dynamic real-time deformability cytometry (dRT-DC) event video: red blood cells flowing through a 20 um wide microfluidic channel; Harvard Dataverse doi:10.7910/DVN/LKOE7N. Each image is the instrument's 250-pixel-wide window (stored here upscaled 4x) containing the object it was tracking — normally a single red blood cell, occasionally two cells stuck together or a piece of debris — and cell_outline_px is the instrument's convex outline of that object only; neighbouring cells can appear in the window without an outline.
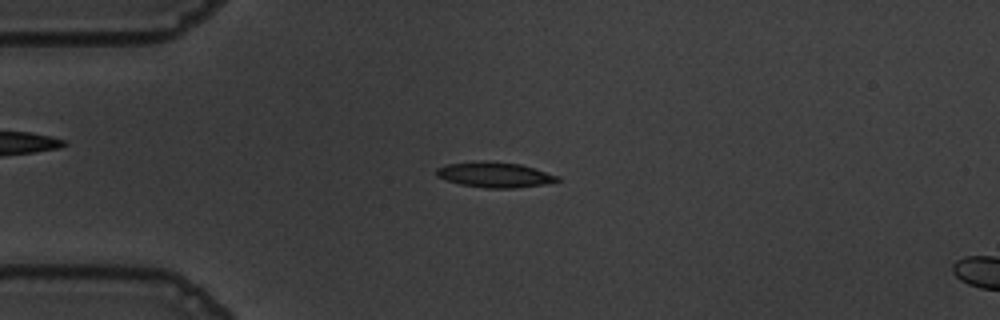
{"species": "common noctule bat (a hibernating species)", "species_latin": "Nyctalus noctula", "temperature_condition": "warm", "stored_images_in_passage": 47, "camera_frame_rate_fps": 3000, "um_per_image_px": 0.085, "animal": {"sex": "male", "body_mass_g": 19.5, "forearm_length_mm": 54.6}, "frame": {"image": 1, "passage_image": 6, "time_ms": 1.667, "image_size_px": [1000, 320], "cell_outline_px": [[560, 180], [544, 184], [516, 188], [484, 188], [460, 184], [436, 176], [436, 168], [448, 164], [480, 160], [520, 164], [560, 176]], "centroid_in_image_um": [42.04, 14.85], "position_along_channel_um": 43.0, "area_um2": 17.8}}
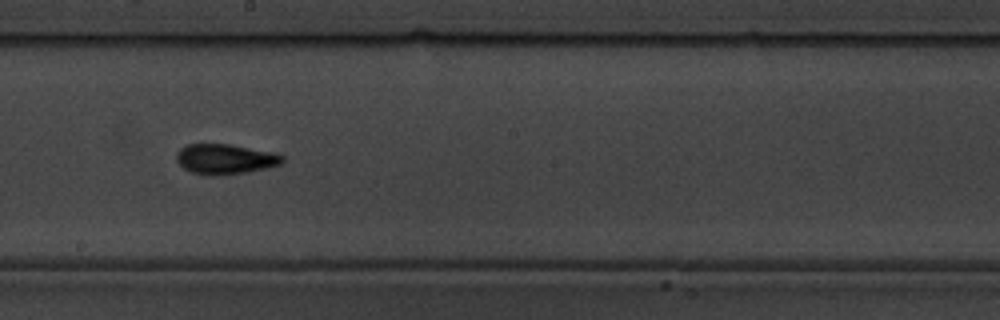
{"frame": {"image": 2, "passage_image": 23, "time_ms": 7.333, "image_size_px": [1000, 320], "cell_outline_px": [[284, 160], [280, 164], [268, 168], [244, 172], [216, 176], [192, 172], [184, 168], [176, 160], [176, 156], [180, 148], [188, 144], [228, 144], [272, 152], [284, 156]], "centroid_in_image_um": [19.14, 13.52], "position_along_channel_um": 229.1, "area_um2": 18.38}}
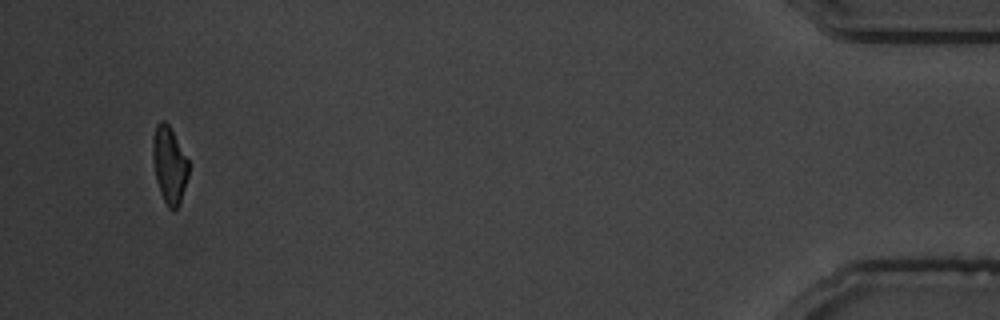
{"frame": {"image": 3, "passage_image": 45, "time_ms": 14.667, "image_size_px": [1000, 320], "cell_outline_px": [[188, 176], [180, 204], [172, 212], [168, 208], [160, 192], [156, 180], [152, 156], [152, 140], [156, 124], [160, 120], [164, 120], [168, 124], [188, 160]], "centroid_in_image_um": [14.38, 14.03], "position_along_channel_um": 420.8, "area_um2": 16.01}, "authors_computed_cell_mechanics": {"area_um2": 17.34, "velocity_mm_per_s": 3.6635, "shape_relaxation_time_tau1_ms": 3.7963, "shape_relaxation_time_tau2_ms": 2.6189, "deformation_change_tau1": 0.21, "deformation_change_tau2": 0.1061}}